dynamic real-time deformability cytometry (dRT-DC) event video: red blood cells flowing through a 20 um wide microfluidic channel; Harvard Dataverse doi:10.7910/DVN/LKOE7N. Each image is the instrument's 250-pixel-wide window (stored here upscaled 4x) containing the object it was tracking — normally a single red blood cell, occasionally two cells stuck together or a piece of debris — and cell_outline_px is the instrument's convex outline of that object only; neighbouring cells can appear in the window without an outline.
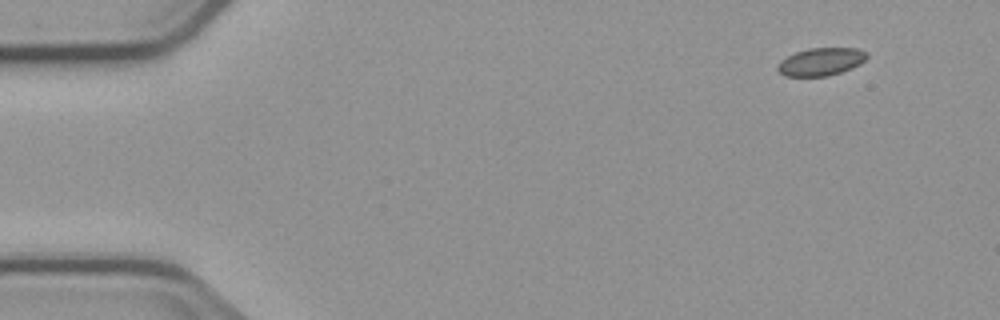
{"species": "common noctule bat (a hibernating species)", "species_latin": "Nyctalus noctula", "temperature_condition": "cold", "stored_images_in_passage": 3, "camera_frame_rate_fps": 3000, "um_per_image_px": 0.085, "animal": {"sex": "male", "body_mass_g": 23.1, "forearm_length_mm": 52.7}, "frame": {"image": 1, "passage_image": 1, "time_ms": 0.0, "image_size_px": [1000, 320], "cell_outline_px": [[868, 56], [860, 64], [852, 68], [828, 76], [784, 76], [776, 68], [776, 64], [780, 60], [796, 52], [808, 48], [856, 48], [868, 52]], "centroid_in_image_um": [69.77, 5.24], "position_along_channel_um": 15.2, "area_um2": 14.51}}